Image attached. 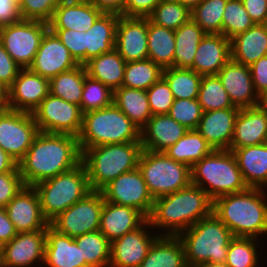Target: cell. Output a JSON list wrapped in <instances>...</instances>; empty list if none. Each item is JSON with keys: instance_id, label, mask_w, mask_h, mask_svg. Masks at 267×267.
<instances>
[{"instance_id": "6da1fadb", "label": "cell", "mask_w": 267, "mask_h": 267, "mask_svg": "<svg viewBox=\"0 0 267 267\" xmlns=\"http://www.w3.org/2000/svg\"><path fill=\"white\" fill-rule=\"evenodd\" d=\"M81 159L77 137L39 132L18 168L25 186H34L73 169Z\"/></svg>"}, {"instance_id": "7a4b0ae2", "label": "cell", "mask_w": 267, "mask_h": 267, "mask_svg": "<svg viewBox=\"0 0 267 267\" xmlns=\"http://www.w3.org/2000/svg\"><path fill=\"white\" fill-rule=\"evenodd\" d=\"M213 200L199 186L190 184L156 198L148 217L151 228L164 229L161 235L178 236L212 213ZM160 227V228H159Z\"/></svg>"}, {"instance_id": "3957f363", "label": "cell", "mask_w": 267, "mask_h": 267, "mask_svg": "<svg viewBox=\"0 0 267 267\" xmlns=\"http://www.w3.org/2000/svg\"><path fill=\"white\" fill-rule=\"evenodd\" d=\"M263 189L248 188L213 200L212 212L234 237L255 238L267 234V199ZM266 199V200H265Z\"/></svg>"}, {"instance_id": "277c9868", "label": "cell", "mask_w": 267, "mask_h": 267, "mask_svg": "<svg viewBox=\"0 0 267 267\" xmlns=\"http://www.w3.org/2000/svg\"><path fill=\"white\" fill-rule=\"evenodd\" d=\"M178 237L183 244L188 267L203 263H225L229 243L234 238L229 228L213 212Z\"/></svg>"}, {"instance_id": "5b68a950", "label": "cell", "mask_w": 267, "mask_h": 267, "mask_svg": "<svg viewBox=\"0 0 267 267\" xmlns=\"http://www.w3.org/2000/svg\"><path fill=\"white\" fill-rule=\"evenodd\" d=\"M141 152L140 141L104 144L83 150L81 162L92 191H101L119 175L136 169Z\"/></svg>"}, {"instance_id": "8992f818", "label": "cell", "mask_w": 267, "mask_h": 267, "mask_svg": "<svg viewBox=\"0 0 267 267\" xmlns=\"http://www.w3.org/2000/svg\"><path fill=\"white\" fill-rule=\"evenodd\" d=\"M81 152L104 144L140 141V129L114 104L83 114L78 135Z\"/></svg>"}, {"instance_id": "52a82bcc", "label": "cell", "mask_w": 267, "mask_h": 267, "mask_svg": "<svg viewBox=\"0 0 267 267\" xmlns=\"http://www.w3.org/2000/svg\"><path fill=\"white\" fill-rule=\"evenodd\" d=\"M191 184L215 198L248 189L237 160L230 150L214 149L191 167Z\"/></svg>"}, {"instance_id": "ba28073f", "label": "cell", "mask_w": 267, "mask_h": 267, "mask_svg": "<svg viewBox=\"0 0 267 267\" xmlns=\"http://www.w3.org/2000/svg\"><path fill=\"white\" fill-rule=\"evenodd\" d=\"M33 187L39 195L43 217L49 223L92 192L87 171L82 162L73 169Z\"/></svg>"}, {"instance_id": "9c48e42d", "label": "cell", "mask_w": 267, "mask_h": 267, "mask_svg": "<svg viewBox=\"0 0 267 267\" xmlns=\"http://www.w3.org/2000/svg\"><path fill=\"white\" fill-rule=\"evenodd\" d=\"M138 169L154 200L191 184V168L171 159L164 152L142 150Z\"/></svg>"}, {"instance_id": "30bf717a", "label": "cell", "mask_w": 267, "mask_h": 267, "mask_svg": "<svg viewBox=\"0 0 267 267\" xmlns=\"http://www.w3.org/2000/svg\"><path fill=\"white\" fill-rule=\"evenodd\" d=\"M48 29V23L22 19L0 28V43L21 68H29Z\"/></svg>"}, {"instance_id": "8fae6325", "label": "cell", "mask_w": 267, "mask_h": 267, "mask_svg": "<svg viewBox=\"0 0 267 267\" xmlns=\"http://www.w3.org/2000/svg\"><path fill=\"white\" fill-rule=\"evenodd\" d=\"M39 132L78 137L83 113L80 106L48 94L32 112Z\"/></svg>"}, {"instance_id": "7c38bea8", "label": "cell", "mask_w": 267, "mask_h": 267, "mask_svg": "<svg viewBox=\"0 0 267 267\" xmlns=\"http://www.w3.org/2000/svg\"><path fill=\"white\" fill-rule=\"evenodd\" d=\"M104 200L101 191H92L60 213L49 225L71 238L98 231Z\"/></svg>"}, {"instance_id": "4fadbf2b", "label": "cell", "mask_w": 267, "mask_h": 267, "mask_svg": "<svg viewBox=\"0 0 267 267\" xmlns=\"http://www.w3.org/2000/svg\"><path fill=\"white\" fill-rule=\"evenodd\" d=\"M39 133L32 113L0 110V147L17 163L25 156Z\"/></svg>"}, {"instance_id": "5bb4252c", "label": "cell", "mask_w": 267, "mask_h": 267, "mask_svg": "<svg viewBox=\"0 0 267 267\" xmlns=\"http://www.w3.org/2000/svg\"><path fill=\"white\" fill-rule=\"evenodd\" d=\"M101 192L105 201L132 207L142 212L147 218L152 212L154 198L150 194L138 167L119 175L107 184Z\"/></svg>"}, {"instance_id": "9a60e30c", "label": "cell", "mask_w": 267, "mask_h": 267, "mask_svg": "<svg viewBox=\"0 0 267 267\" xmlns=\"http://www.w3.org/2000/svg\"><path fill=\"white\" fill-rule=\"evenodd\" d=\"M78 65L57 35L48 29L29 69L50 80Z\"/></svg>"}, {"instance_id": "2e32d148", "label": "cell", "mask_w": 267, "mask_h": 267, "mask_svg": "<svg viewBox=\"0 0 267 267\" xmlns=\"http://www.w3.org/2000/svg\"><path fill=\"white\" fill-rule=\"evenodd\" d=\"M49 93L47 78L22 68L8 88V109L32 113Z\"/></svg>"}, {"instance_id": "e0dca14e", "label": "cell", "mask_w": 267, "mask_h": 267, "mask_svg": "<svg viewBox=\"0 0 267 267\" xmlns=\"http://www.w3.org/2000/svg\"><path fill=\"white\" fill-rule=\"evenodd\" d=\"M148 18L119 16L115 50L125 62L148 59Z\"/></svg>"}, {"instance_id": "ac0fdd59", "label": "cell", "mask_w": 267, "mask_h": 267, "mask_svg": "<svg viewBox=\"0 0 267 267\" xmlns=\"http://www.w3.org/2000/svg\"><path fill=\"white\" fill-rule=\"evenodd\" d=\"M148 227L150 228L151 224L147 220L135 231L127 233L111 242L109 267H139L147 256L150 246L161 234L151 235L147 233Z\"/></svg>"}, {"instance_id": "d6986e66", "label": "cell", "mask_w": 267, "mask_h": 267, "mask_svg": "<svg viewBox=\"0 0 267 267\" xmlns=\"http://www.w3.org/2000/svg\"><path fill=\"white\" fill-rule=\"evenodd\" d=\"M45 244L46 229L18 233L4 244L1 267H31L38 262L43 264Z\"/></svg>"}, {"instance_id": "ffe728a7", "label": "cell", "mask_w": 267, "mask_h": 267, "mask_svg": "<svg viewBox=\"0 0 267 267\" xmlns=\"http://www.w3.org/2000/svg\"><path fill=\"white\" fill-rule=\"evenodd\" d=\"M5 209L18 233L43 230L49 226V222L43 217L39 195L33 186L22 188Z\"/></svg>"}, {"instance_id": "44dd1931", "label": "cell", "mask_w": 267, "mask_h": 267, "mask_svg": "<svg viewBox=\"0 0 267 267\" xmlns=\"http://www.w3.org/2000/svg\"><path fill=\"white\" fill-rule=\"evenodd\" d=\"M217 75L235 107L259 105L260 97L254 89L250 66L230 59Z\"/></svg>"}, {"instance_id": "7402d4cb", "label": "cell", "mask_w": 267, "mask_h": 267, "mask_svg": "<svg viewBox=\"0 0 267 267\" xmlns=\"http://www.w3.org/2000/svg\"><path fill=\"white\" fill-rule=\"evenodd\" d=\"M102 14L90 0H63L48 25L49 29L86 32Z\"/></svg>"}, {"instance_id": "603a6c76", "label": "cell", "mask_w": 267, "mask_h": 267, "mask_svg": "<svg viewBox=\"0 0 267 267\" xmlns=\"http://www.w3.org/2000/svg\"><path fill=\"white\" fill-rule=\"evenodd\" d=\"M240 108L203 112L197 131L216 150H229Z\"/></svg>"}, {"instance_id": "cb8c5ba5", "label": "cell", "mask_w": 267, "mask_h": 267, "mask_svg": "<svg viewBox=\"0 0 267 267\" xmlns=\"http://www.w3.org/2000/svg\"><path fill=\"white\" fill-rule=\"evenodd\" d=\"M188 131L168 114L152 116L140 130L142 150L164 152Z\"/></svg>"}, {"instance_id": "d4e9b609", "label": "cell", "mask_w": 267, "mask_h": 267, "mask_svg": "<svg viewBox=\"0 0 267 267\" xmlns=\"http://www.w3.org/2000/svg\"><path fill=\"white\" fill-rule=\"evenodd\" d=\"M148 218L140 211L104 200L99 231L110 241L141 227Z\"/></svg>"}, {"instance_id": "484cf974", "label": "cell", "mask_w": 267, "mask_h": 267, "mask_svg": "<svg viewBox=\"0 0 267 267\" xmlns=\"http://www.w3.org/2000/svg\"><path fill=\"white\" fill-rule=\"evenodd\" d=\"M267 138V111L260 105L241 108L237 114L230 149L264 144Z\"/></svg>"}, {"instance_id": "4316f807", "label": "cell", "mask_w": 267, "mask_h": 267, "mask_svg": "<svg viewBox=\"0 0 267 267\" xmlns=\"http://www.w3.org/2000/svg\"><path fill=\"white\" fill-rule=\"evenodd\" d=\"M230 59V39L222 34H206L198 45L191 69L202 76L217 75Z\"/></svg>"}, {"instance_id": "83f0119b", "label": "cell", "mask_w": 267, "mask_h": 267, "mask_svg": "<svg viewBox=\"0 0 267 267\" xmlns=\"http://www.w3.org/2000/svg\"><path fill=\"white\" fill-rule=\"evenodd\" d=\"M43 264L46 267H88L74 238L57 232L50 225L46 229Z\"/></svg>"}, {"instance_id": "f1b7e54d", "label": "cell", "mask_w": 267, "mask_h": 267, "mask_svg": "<svg viewBox=\"0 0 267 267\" xmlns=\"http://www.w3.org/2000/svg\"><path fill=\"white\" fill-rule=\"evenodd\" d=\"M229 150L233 152L248 188L265 189L267 187V143Z\"/></svg>"}, {"instance_id": "f546056e", "label": "cell", "mask_w": 267, "mask_h": 267, "mask_svg": "<svg viewBox=\"0 0 267 267\" xmlns=\"http://www.w3.org/2000/svg\"><path fill=\"white\" fill-rule=\"evenodd\" d=\"M230 49L231 59L246 66L267 56V24H254L231 38Z\"/></svg>"}, {"instance_id": "4dcf8cb0", "label": "cell", "mask_w": 267, "mask_h": 267, "mask_svg": "<svg viewBox=\"0 0 267 267\" xmlns=\"http://www.w3.org/2000/svg\"><path fill=\"white\" fill-rule=\"evenodd\" d=\"M120 15L103 13L85 32L86 63L115 48L116 28Z\"/></svg>"}, {"instance_id": "1f68e13d", "label": "cell", "mask_w": 267, "mask_h": 267, "mask_svg": "<svg viewBox=\"0 0 267 267\" xmlns=\"http://www.w3.org/2000/svg\"><path fill=\"white\" fill-rule=\"evenodd\" d=\"M139 267H188L180 238L159 235Z\"/></svg>"}, {"instance_id": "d6a6232c", "label": "cell", "mask_w": 267, "mask_h": 267, "mask_svg": "<svg viewBox=\"0 0 267 267\" xmlns=\"http://www.w3.org/2000/svg\"><path fill=\"white\" fill-rule=\"evenodd\" d=\"M125 65V60L113 49L111 52L92 58L85 64V68L87 75L114 91L122 86Z\"/></svg>"}, {"instance_id": "836d02e7", "label": "cell", "mask_w": 267, "mask_h": 267, "mask_svg": "<svg viewBox=\"0 0 267 267\" xmlns=\"http://www.w3.org/2000/svg\"><path fill=\"white\" fill-rule=\"evenodd\" d=\"M113 104L140 130L152 117L145 90L121 86L113 91Z\"/></svg>"}, {"instance_id": "e575fe53", "label": "cell", "mask_w": 267, "mask_h": 267, "mask_svg": "<svg viewBox=\"0 0 267 267\" xmlns=\"http://www.w3.org/2000/svg\"><path fill=\"white\" fill-rule=\"evenodd\" d=\"M205 35L202 28L192 19L175 30L173 67L191 69L198 45Z\"/></svg>"}, {"instance_id": "d590c367", "label": "cell", "mask_w": 267, "mask_h": 267, "mask_svg": "<svg viewBox=\"0 0 267 267\" xmlns=\"http://www.w3.org/2000/svg\"><path fill=\"white\" fill-rule=\"evenodd\" d=\"M213 147L196 130H188L174 145L164 153L171 159L184 163L190 168L213 151Z\"/></svg>"}, {"instance_id": "8d00e7d4", "label": "cell", "mask_w": 267, "mask_h": 267, "mask_svg": "<svg viewBox=\"0 0 267 267\" xmlns=\"http://www.w3.org/2000/svg\"><path fill=\"white\" fill-rule=\"evenodd\" d=\"M148 59L162 69L173 67L175 52L174 30L156 25L148 19Z\"/></svg>"}, {"instance_id": "74e56055", "label": "cell", "mask_w": 267, "mask_h": 267, "mask_svg": "<svg viewBox=\"0 0 267 267\" xmlns=\"http://www.w3.org/2000/svg\"><path fill=\"white\" fill-rule=\"evenodd\" d=\"M86 75L85 65L81 64L58 74L49 80L50 94L80 106Z\"/></svg>"}, {"instance_id": "f35d334b", "label": "cell", "mask_w": 267, "mask_h": 267, "mask_svg": "<svg viewBox=\"0 0 267 267\" xmlns=\"http://www.w3.org/2000/svg\"><path fill=\"white\" fill-rule=\"evenodd\" d=\"M88 267H109L111 242L98 230L74 238Z\"/></svg>"}, {"instance_id": "ab89813d", "label": "cell", "mask_w": 267, "mask_h": 267, "mask_svg": "<svg viewBox=\"0 0 267 267\" xmlns=\"http://www.w3.org/2000/svg\"><path fill=\"white\" fill-rule=\"evenodd\" d=\"M162 78L169 85L174 99H197L202 75L192 69H163Z\"/></svg>"}, {"instance_id": "60d3db41", "label": "cell", "mask_w": 267, "mask_h": 267, "mask_svg": "<svg viewBox=\"0 0 267 267\" xmlns=\"http://www.w3.org/2000/svg\"><path fill=\"white\" fill-rule=\"evenodd\" d=\"M162 74L163 69L150 59L126 62L122 86L146 91Z\"/></svg>"}, {"instance_id": "b9f144b4", "label": "cell", "mask_w": 267, "mask_h": 267, "mask_svg": "<svg viewBox=\"0 0 267 267\" xmlns=\"http://www.w3.org/2000/svg\"><path fill=\"white\" fill-rule=\"evenodd\" d=\"M198 102L203 112L235 107L218 75H203L200 81Z\"/></svg>"}, {"instance_id": "7bdbcfd3", "label": "cell", "mask_w": 267, "mask_h": 267, "mask_svg": "<svg viewBox=\"0 0 267 267\" xmlns=\"http://www.w3.org/2000/svg\"><path fill=\"white\" fill-rule=\"evenodd\" d=\"M227 0H202L193 10L191 19L206 34H222V19Z\"/></svg>"}, {"instance_id": "ee69618b", "label": "cell", "mask_w": 267, "mask_h": 267, "mask_svg": "<svg viewBox=\"0 0 267 267\" xmlns=\"http://www.w3.org/2000/svg\"><path fill=\"white\" fill-rule=\"evenodd\" d=\"M147 18L156 25L175 31L191 19V11L178 1L161 0Z\"/></svg>"}, {"instance_id": "f6af8a7d", "label": "cell", "mask_w": 267, "mask_h": 267, "mask_svg": "<svg viewBox=\"0 0 267 267\" xmlns=\"http://www.w3.org/2000/svg\"><path fill=\"white\" fill-rule=\"evenodd\" d=\"M255 238L234 237L228 247L227 267H257L258 253ZM256 241V242H255Z\"/></svg>"}, {"instance_id": "bcb514c9", "label": "cell", "mask_w": 267, "mask_h": 267, "mask_svg": "<svg viewBox=\"0 0 267 267\" xmlns=\"http://www.w3.org/2000/svg\"><path fill=\"white\" fill-rule=\"evenodd\" d=\"M254 24L246 12L242 0H227L222 19V35L231 39L245 32Z\"/></svg>"}, {"instance_id": "7dc6e473", "label": "cell", "mask_w": 267, "mask_h": 267, "mask_svg": "<svg viewBox=\"0 0 267 267\" xmlns=\"http://www.w3.org/2000/svg\"><path fill=\"white\" fill-rule=\"evenodd\" d=\"M113 104V91L102 82L85 76L80 109L84 114Z\"/></svg>"}, {"instance_id": "c3c4849f", "label": "cell", "mask_w": 267, "mask_h": 267, "mask_svg": "<svg viewBox=\"0 0 267 267\" xmlns=\"http://www.w3.org/2000/svg\"><path fill=\"white\" fill-rule=\"evenodd\" d=\"M168 115L188 130L197 129L203 110L198 99H174Z\"/></svg>"}, {"instance_id": "681fc988", "label": "cell", "mask_w": 267, "mask_h": 267, "mask_svg": "<svg viewBox=\"0 0 267 267\" xmlns=\"http://www.w3.org/2000/svg\"><path fill=\"white\" fill-rule=\"evenodd\" d=\"M21 18L49 23L63 0H18Z\"/></svg>"}, {"instance_id": "f907efd6", "label": "cell", "mask_w": 267, "mask_h": 267, "mask_svg": "<svg viewBox=\"0 0 267 267\" xmlns=\"http://www.w3.org/2000/svg\"><path fill=\"white\" fill-rule=\"evenodd\" d=\"M146 93L152 116L168 114L173 105L174 97L169 85L163 78L147 89Z\"/></svg>"}, {"instance_id": "816d5d0a", "label": "cell", "mask_w": 267, "mask_h": 267, "mask_svg": "<svg viewBox=\"0 0 267 267\" xmlns=\"http://www.w3.org/2000/svg\"><path fill=\"white\" fill-rule=\"evenodd\" d=\"M69 50L71 56L78 64H86L85 31L69 29H50Z\"/></svg>"}, {"instance_id": "f5cc1de1", "label": "cell", "mask_w": 267, "mask_h": 267, "mask_svg": "<svg viewBox=\"0 0 267 267\" xmlns=\"http://www.w3.org/2000/svg\"><path fill=\"white\" fill-rule=\"evenodd\" d=\"M24 187L18 167L12 172L0 174V207L5 208Z\"/></svg>"}, {"instance_id": "db71d44e", "label": "cell", "mask_w": 267, "mask_h": 267, "mask_svg": "<svg viewBox=\"0 0 267 267\" xmlns=\"http://www.w3.org/2000/svg\"><path fill=\"white\" fill-rule=\"evenodd\" d=\"M21 69L0 43V81L9 88Z\"/></svg>"}, {"instance_id": "11a10c76", "label": "cell", "mask_w": 267, "mask_h": 267, "mask_svg": "<svg viewBox=\"0 0 267 267\" xmlns=\"http://www.w3.org/2000/svg\"><path fill=\"white\" fill-rule=\"evenodd\" d=\"M161 0H126L121 16L147 18Z\"/></svg>"}, {"instance_id": "9f6ffc18", "label": "cell", "mask_w": 267, "mask_h": 267, "mask_svg": "<svg viewBox=\"0 0 267 267\" xmlns=\"http://www.w3.org/2000/svg\"><path fill=\"white\" fill-rule=\"evenodd\" d=\"M254 89L260 97L267 91V56L259 58L250 65Z\"/></svg>"}, {"instance_id": "6f0895ef", "label": "cell", "mask_w": 267, "mask_h": 267, "mask_svg": "<svg viewBox=\"0 0 267 267\" xmlns=\"http://www.w3.org/2000/svg\"><path fill=\"white\" fill-rule=\"evenodd\" d=\"M22 20L18 0H0V28Z\"/></svg>"}, {"instance_id": "680465c9", "label": "cell", "mask_w": 267, "mask_h": 267, "mask_svg": "<svg viewBox=\"0 0 267 267\" xmlns=\"http://www.w3.org/2000/svg\"><path fill=\"white\" fill-rule=\"evenodd\" d=\"M242 2L255 24H267V0H242Z\"/></svg>"}, {"instance_id": "91938a15", "label": "cell", "mask_w": 267, "mask_h": 267, "mask_svg": "<svg viewBox=\"0 0 267 267\" xmlns=\"http://www.w3.org/2000/svg\"><path fill=\"white\" fill-rule=\"evenodd\" d=\"M17 234L18 232L9 219L6 209L0 207V241L3 244H7Z\"/></svg>"}, {"instance_id": "94428289", "label": "cell", "mask_w": 267, "mask_h": 267, "mask_svg": "<svg viewBox=\"0 0 267 267\" xmlns=\"http://www.w3.org/2000/svg\"><path fill=\"white\" fill-rule=\"evenodd\" d=\"M103 13L122 15L126 0H90Z\"/></svg>"}, {"instance_id": "6125c7cd", "label": "cell", "mask_w": 267, "mask_h": 267, "mask_svg": "<svg viewBox=\"0 0 267 267\" xmlns=\"http://www.w3.org/2000/svg\"><path fill=\"white\" fill-rule=\"evenodd\" d=\"M17 167V161L0 147V174L12 172Z\"/></svg>"}, {"instance_id": "be15d7a7", "label": "cell", "mask_w": 267, "mask_h": 267, "mask_svg": "<svg viewBox=\"0 0 267 267\" xmlns=\"http://www.w3.org/2000/svg\"><path fill=\"white\" fill-rule=\"evenodd\" d=\"M8 108V87L0 81V110Z\"/></svg>"}, {"instance_id": "e7e4bbea", "label": "cell", "mask_w": 267, "mask_h": 267, "mask_svg": "<svg viewBox=\"0 0 267 267\" xmlns=\"http://www.w3.org/2000/svg\"><path fill=\"white\" fill-rule=\"evenodd\" d=\"M202 0H178L181 4L187 7L190 11L193 10Z\"/></svg>"}, {"instance_id": "03108f58", "label": "cell", "mask_w": 267, "mask_h": 267, "mask_svg": "<svg viewBox=\"0 0 267 267\" xmlns=\"http://www.w3.org/2000/svg\"><path fill=\"white\" fill-rule=\"evenodd\" d=\"M259 105L267 111V91L260 96Z\"/></svg>"}, {"instance_id": "003e7915", "label": "cell", "mask_w": 267, "mask_h": 267, "mask_svg": "<svg viewBox=\"0 0 267 267\" xmlns=\"http://www.w3.org/2000/svg\"><path fill=\"white\" fill-rule=\"evenodd\" d=\"M197 267H227L225 263H203Z\"/></svg>"}, {"instance_id": "a7ac6f4b", "label": "cell", "mask_w": 267, "mask_h": 267, "mask_svg": "<svg viewBox=\"0 0 267 267\" xmlns=\"http://www.w3.org/2000/svg\"><path fill=\"white\" fill-rule=\"evenodd\" d=\"M3 250H4V244L0 241V267L3 259Z\"/></svg>"}]
</instances>
